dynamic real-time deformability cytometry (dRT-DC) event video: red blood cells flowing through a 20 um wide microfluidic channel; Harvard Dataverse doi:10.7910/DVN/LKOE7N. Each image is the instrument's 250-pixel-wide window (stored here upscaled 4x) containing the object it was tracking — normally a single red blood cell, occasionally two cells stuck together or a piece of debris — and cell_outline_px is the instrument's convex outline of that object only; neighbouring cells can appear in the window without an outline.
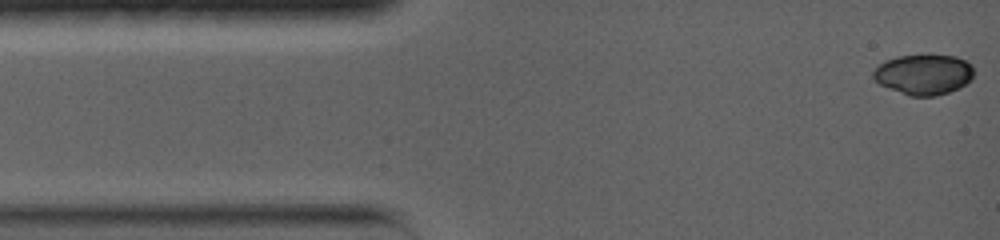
{"species": "common noctule bat (a hibernating species)", "species_latin": "Nyctalus noctula", "temperature_condition": "warm", "stored_images_in_passage": 42, "camera_frame_rate_fps": 5000, "um_per_image_px": 0.085, "animal": {"sex": "female", "body_mass_g": 19.0, "forearm_length_mm": 56.7}, "frame": {"image": 1, "passage_image": 1, "time_ms": 0.0, "image_size_px": [1000, 240], "cell_outline_px": [[972, 80], [960, 88], [936, 96], [908, 96], [888, 88], [880, 84], [872, 76], [872, 72], [880, 64], [896, 56], [956, 56], [972, 64]], "centroid_in_image_um": [78.52, 6.35], "position_along_channel_um": 6.5, "area_um2": 23.47}}
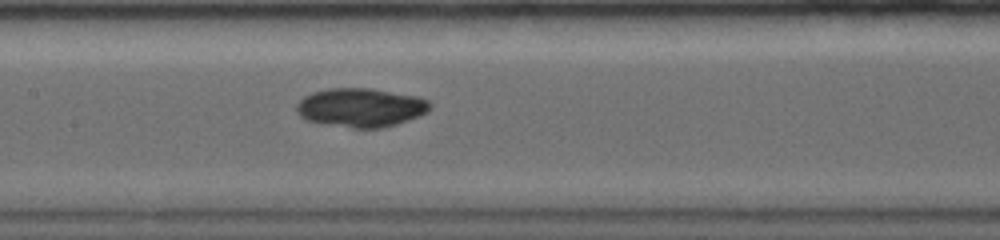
{"frame": {"image": 2, "passage_image": 19, "time_ms": 6.6, "image_size_px": [1000, 240], "cell_outline_px": [[432, 108], [428, 112], [420, 116], [384, 128], [352, 128], [324, 124], [308, 120], [300, 116], [296, 112], [296, 104], [304, 96], [312, 92], [328, 88], [368, 88], [420, 96], [428, 100], [432, 104]], "centroid_in_image_um": [30.69, 9.14], "position_along_channel_um": 176.7, "area_um2": 30.58}}
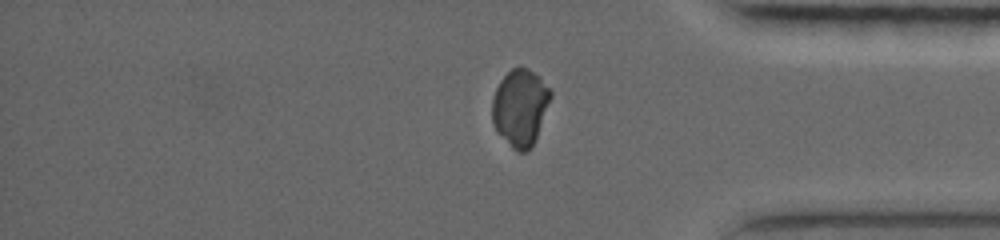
{"frame": {"image": 3, "passage_image": 37, "time_ms": 12.6, "image_size_px": [1000, 240], "cell_outline_px": [[552, 96], [536, 140], [532, 148], [524, 152], [520, 152], [512, 148], [496, 132], [492, 120], [492, 100], [496, 88], [500, 80], [512, 68], [528, 68], [540, 76], [552, 92]], "centroid_in_image_um": [44.22, 9.16], "position_along_channel_um": 391.0, "area_um2": 26.41}, "authors_computed_cell_mechanics": {"area_um2": 26.9637, "velocity_mm_per_s": 3.7679, "shape_relaxation_time_tau1_ms": 9.4938, "shape_relaxation_time_tau2_ms": 3.6538, "deformation_change_tau1": 0.321, "deformation_change_tau2": 0.0282}}